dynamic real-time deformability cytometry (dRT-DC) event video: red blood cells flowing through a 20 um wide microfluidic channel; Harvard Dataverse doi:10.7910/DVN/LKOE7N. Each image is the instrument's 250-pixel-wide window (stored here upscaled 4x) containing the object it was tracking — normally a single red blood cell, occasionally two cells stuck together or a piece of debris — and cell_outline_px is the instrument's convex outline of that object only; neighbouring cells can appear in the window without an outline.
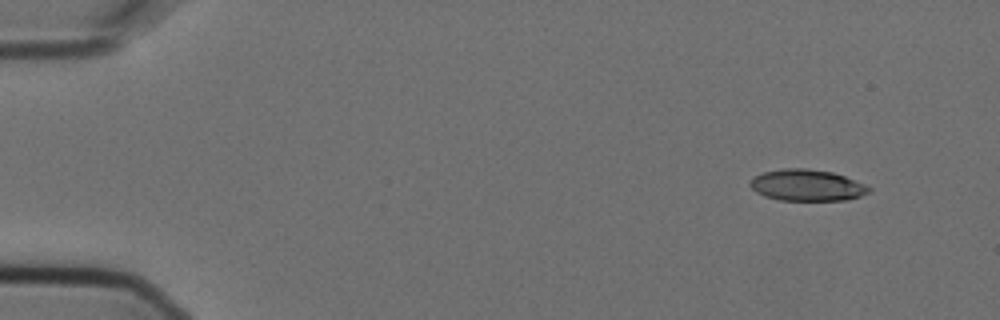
{"species": "Egyptian fruit bat (a non-hibernating species)", "species_latin": "Rousettus aegyptiacus", "temperature_condition": "cold", "stored_images_in_passage": 5, "camera_frame_rate_fps": 3000, "um_per_image_px": 0.085, "animal": {"sex": "female"}, "frame": {"image": 1, "passage_image": 1, "time_ms": 0.0, "image_size_px": [1000, 320], "cell_outline_px": [[872, 192], [860, 196], [844, 200], [780, 200], [764, 196], [756, 192], [748, 184], [756, 176], [764, 172], [784, 168], [808, 168], [832, 172], [844, 176], [864, 184], [872, 188]], "centroid_in_image_um": [68.61, 15.74], "position_along_channel_um": 16.4, "area_um2": 21.68}}
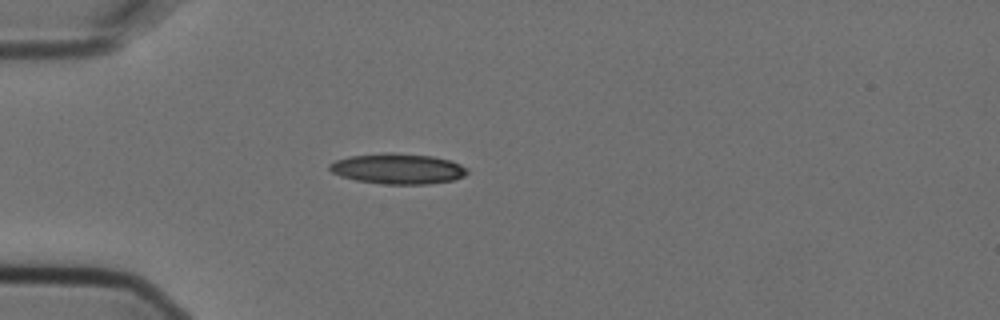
{"frame": {"image": 2, "passage_image": 4, "time_ms": 1.0, "image_size_px": [1000, 320], "cell_outline_px": [[468, 172], [464, 176], [452, 180], [428, 184], [384, 184], [356, 180], [340, 176], [332, 172], [328, 168], [328, 164], [336, 160], [348, 156], [384, 152], [392, 152], [432, 156], [452, 160], [468, 168]], "centroid_in_image_um": [33.81, 14.33], "position_along_channel_um": 51.2, "area_um2": 24.68}}